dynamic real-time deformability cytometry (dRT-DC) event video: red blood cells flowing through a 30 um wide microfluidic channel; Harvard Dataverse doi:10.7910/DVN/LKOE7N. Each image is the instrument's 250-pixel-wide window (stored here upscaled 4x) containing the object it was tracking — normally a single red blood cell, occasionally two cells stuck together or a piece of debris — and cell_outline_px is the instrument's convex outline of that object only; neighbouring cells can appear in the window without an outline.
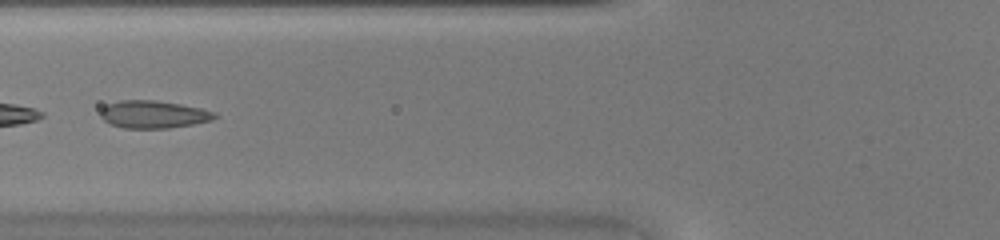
{"species": "common noctule bat (a hibernating species)", "species_latin": "Nyctalus noctula", "temperature_condition": "warm", "stored_images_in_passage": 31, "camera_frame_rate_fps": 3000, "um_per_image_px": 0.085, "animal": {"sex": "female", "body_mass_g": 20.0, "forearm_length_mm": 54.0}, "frame": {"image": 1, "passage_image": 5, "time_ms": 1.333, "image_size_px": [1000, 240], "cell_outline_px": [[220, 116], [212, 120], [192, 124], [168, 128], [124, 128], [108, 124], [100, 116], [100, 108], [108, 104], [120, 100], [156, 100], [180, 104], [200, 108], [216, 112]], "centroid_in_image_um": [13.03, 9.72], "position_along_channel_um": 112.8, "area_um2": 18.5}}
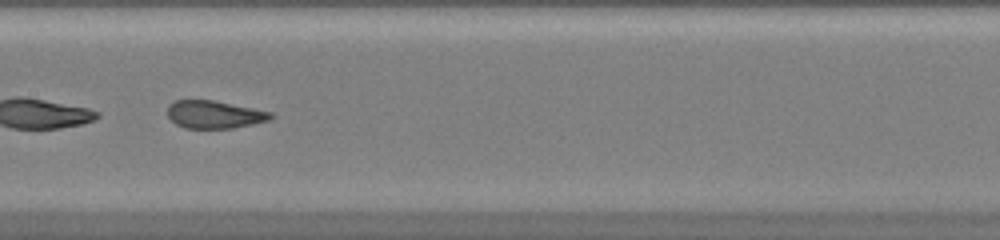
{"frame": {"image": 2, "passage_image": 10, "time_ms": 3.0, "image_size_px": [1000, 240], "cell_outline_px": [[276, 116], [268, 120], [252, 124], [232, 128], [184, 128], [176, 124], [168, 116], [168, 104], [176, 100], [212, 100], [272, 112]], "centroid_in_image_um": [18.22, 9.73], "position_along_channel_um": 189.2, "area_um2": 16.59}}
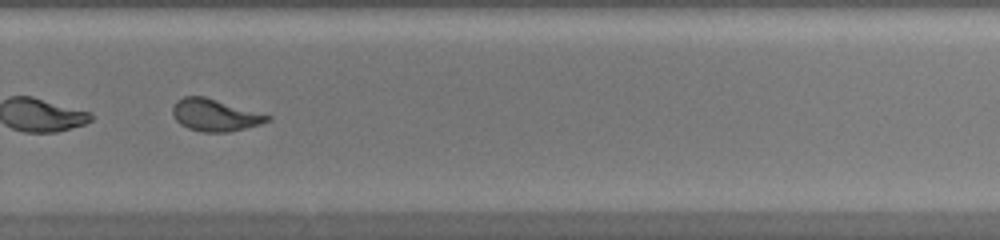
{"frame": {"image": 3, "passage_image": 18, "time_ms": 5.667, "image_size_px": [1000, 240], "cell_outline_px": [[272, 120], [260, 124], [228, 132], [200, 132], [188, 128], [180, 124], [176, 120], [172, 112], [172, 108], [176, 100], [184, 96], [204, 96], [272, 116]], "centroid_in_image_um": [18.25, 9.78], "position_along_channel_um": 311.5, "area_um2": 17.69}}